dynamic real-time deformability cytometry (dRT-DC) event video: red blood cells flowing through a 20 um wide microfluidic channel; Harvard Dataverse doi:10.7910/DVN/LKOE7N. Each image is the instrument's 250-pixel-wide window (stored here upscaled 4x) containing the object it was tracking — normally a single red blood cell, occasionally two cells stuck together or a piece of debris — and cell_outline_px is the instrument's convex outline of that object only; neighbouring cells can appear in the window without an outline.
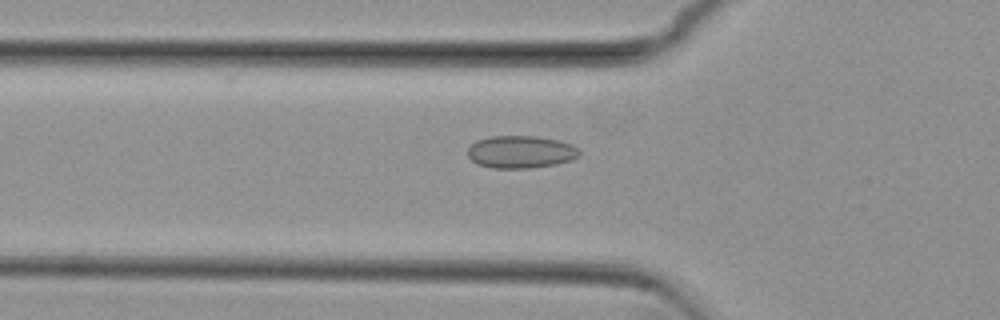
{"species": "common noctule bat (a hibernating species)", "species_latin": "Nyctalus noctula", "temperature_condition": "cold", "stored_images_in_passage": 35, "camera_frame_rate_fps": 3000, "um_per_image_px": 0.085, "animal": {"sex": "female", "body_mass_g": 29.2, "forearm_length_mm": 56.3}, "frame": {"image": 1, "passage_image": 12, "time_ms": 3.667, "image_size_px": [1000, 320], "cell_outline_px": [[580, 156], [572, 160], [556, 164], [528, 168], [492, 168], [476, 164], [468, 156], [468, 148], [476, 140], [488, 136], [536, 136], [556, 140], [572, 144], [580, 152]], "centroid_in_image_um": [44.25, 12.91], "position_along_channel_um": 81.6, "area_um2": 21.21}}
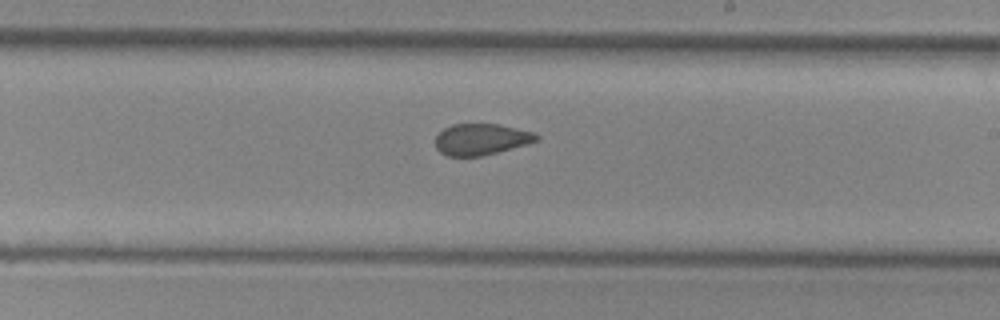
{"frame": {"image": 2, "passage_image": 25, "time_ms": 8.0, "image_size_px": [1000, 320], "cell_outline_px": [[540, 140], [528, 144], [484, 156], [448, 156], [440, 152], [436, 148], [436, 136], [444, 128], [452, 124], [500, 124], [532, 132], [540, 136]], "centroid_in_image_um": [40.92, 11.85], "position_along_channel_um": 248.1, "area_um2": 18.55}}
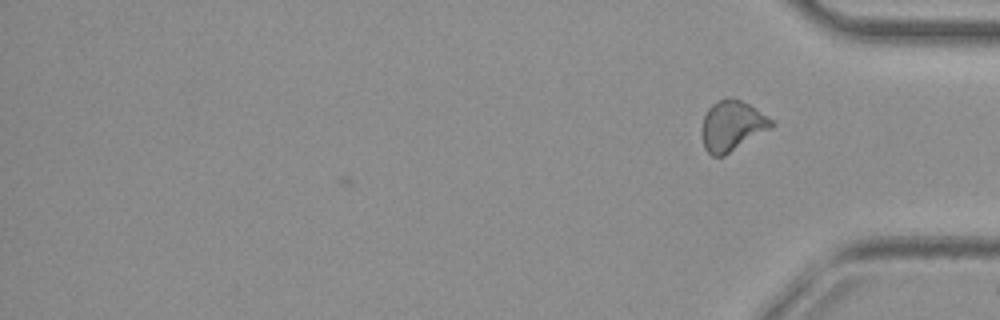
{"frame": {"image": 3, "passage_image": 35, "time_ms": 11.333, "image_size_px": [1000, 320], "cell_outline_px": [[776, 124], [772, 128], [724, 156], [712, 156], [704, 148], [700, 132], [704, 116], [708, 108], [716, 100], [724, 96], [740, 100], [756, 108], [768, 116]], "centroid_in_image_um": [62.21, 10.68], "position_along_channel_um": 373.0, "area_um2": 20.75}, "authors_computed_cell_mechanics": {"area_um2": 19.9988, "velocity_mm_per_s": 3.8325, "shape_relaxation_time_tau1_ms": null, "shape_relaxation_time_tau2_ms": 1.4346, "deformation_change_tau1": null, "deformation_change_tau2": 0.0424}}